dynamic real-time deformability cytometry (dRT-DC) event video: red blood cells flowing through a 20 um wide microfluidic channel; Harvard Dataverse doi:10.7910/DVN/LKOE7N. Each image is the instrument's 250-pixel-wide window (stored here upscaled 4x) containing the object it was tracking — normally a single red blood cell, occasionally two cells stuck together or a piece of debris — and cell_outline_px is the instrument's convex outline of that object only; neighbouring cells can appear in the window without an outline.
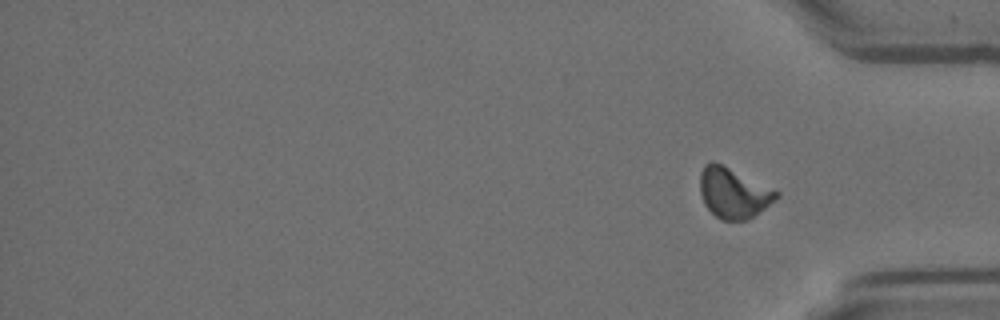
{"species": "Egyptian fruit bat (a non-hibernating species)", "species_latin": "Rousettus aegyptiacus", "temperature_condition": "room temperature", "stored_images_in_passage": 53, "segment_of_instrument_passage": [2, 2], "camera_frame_rate_fps": 3000, "um_per_image_px": 0.085, "animal": {"sex": "female"}, "frame": {"image": 1, "passage_image": 53, "time_ms": 17.333, "image_size_px": [1000, 320], "cell_outline_px": [[780, 196], [776, 200], [752, 216], [744, 220], [720, 220], [704, 204], [700, 192], [700, 172], [704, 164], [712, 160], [780, 192]], "centroid_in_image_um": [62.32, 16.39], "position_along_channel_um": 372.9, "area_um2": 22.08}}